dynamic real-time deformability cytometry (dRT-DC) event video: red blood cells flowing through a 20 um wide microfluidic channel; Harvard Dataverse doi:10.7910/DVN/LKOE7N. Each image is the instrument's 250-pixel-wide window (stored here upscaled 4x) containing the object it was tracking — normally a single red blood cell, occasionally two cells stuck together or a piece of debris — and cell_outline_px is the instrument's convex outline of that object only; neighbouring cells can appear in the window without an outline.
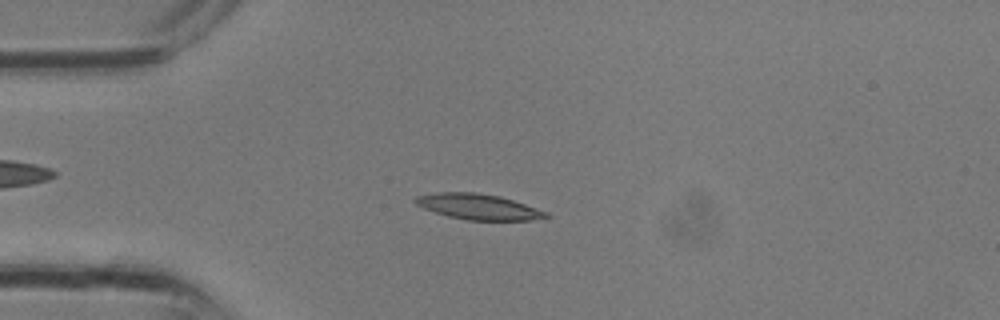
{"species": "common noctule bat (a hibernating species)", "species_latin": "Nyctalus noctula", "temperature_condition": "room temperature", "stored_images_in_passage": 16, "camera_frame_rate_fps": 3000, "um_per_image_px": 0.085, "animal": {"sex": "male", "body_mass_g": 13.3}, "frame": {"image": 1, "passage_image": 7, "time_ms": 2.0, "image_size_px": [1000, 320], "cell_outline_px": [[552, 216], [528, 220], [468, 220], [448, 216], [424, 208], [416, 204], [412, 200], [416, 196], [436, 192], [476, 192], [500, 196], [548, 212]], "centroid_in_image_um": [40.64, 17.56], "position_along_channel_um": 44.4, "area_um2": 19.36}}
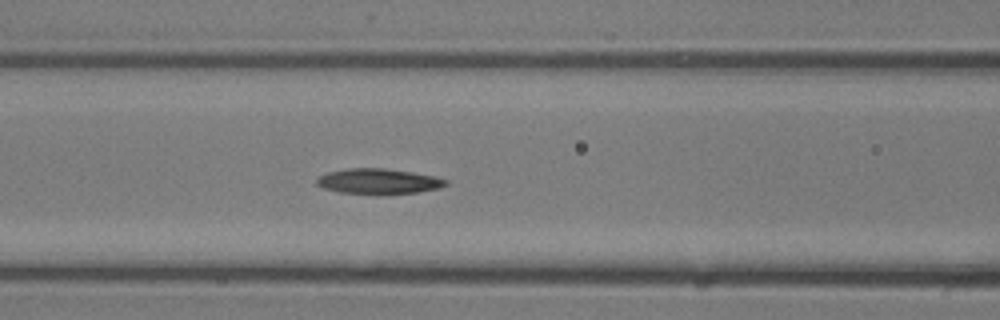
{"frame": {"image": 2, "passage_image": 12, "time_ms": 3.667, "image_size_px": [1000, 320], "cell_outline_px": [[448, 184], [440, 188], [416, 192], [340, 192], [324, 188], [316, 184], [316, 180], [320, 176], [328, 172], [348, 168], [384, 168], [412, 172], [436, 176], [448, 180]], "centroid_in_image_um": [32.2, 15.37], "position_along_channel_um": 134.4, "area_um2": 18.38}}
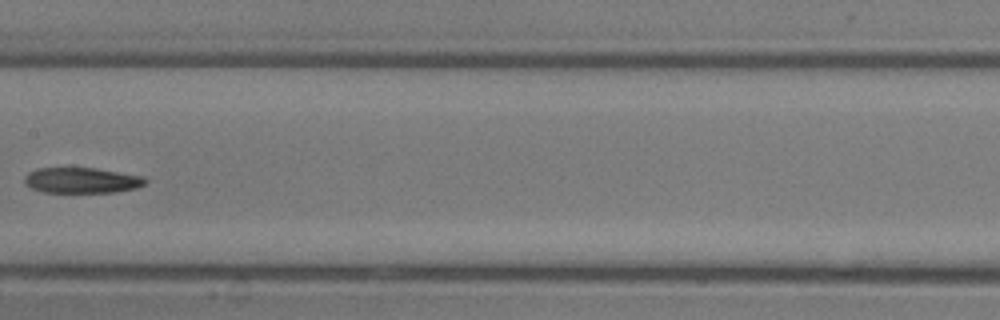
{"frame": {"image": 3, "passage_image": 15, "time_ms": 4.667, "image_size_px": [1000, 320], "cell_outline_px": [[148, 180], [144, 184], [136, 188], [112, 192], [44, 192], [32, 188], [24, 184], [24, 176], [28, 172], [36, 168], [96, 168], [140, 176]], "centroid_in_image_um": [6.89, 15.32], "position_along_channel_um": 200.5, "area_um2": 17.86}}